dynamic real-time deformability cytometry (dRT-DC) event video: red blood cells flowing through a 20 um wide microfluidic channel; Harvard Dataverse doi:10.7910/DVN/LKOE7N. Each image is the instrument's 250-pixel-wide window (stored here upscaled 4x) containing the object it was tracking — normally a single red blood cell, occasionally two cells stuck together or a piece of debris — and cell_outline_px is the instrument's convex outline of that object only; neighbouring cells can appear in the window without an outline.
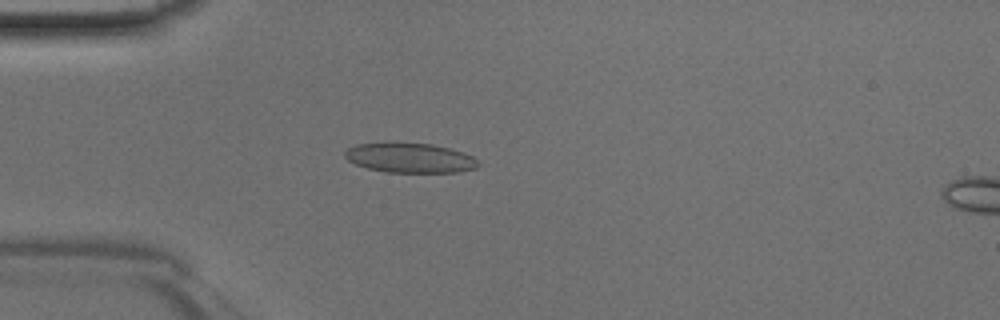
{"species": "Egyptian fruit bat (a non-hibernating species)", "species_latin": "Rousettus aegyptiacus", "temperature_condition": "room temperature", "stored_images_in_passage": 46, "camera_frame_rate_fps": 3000, "um_per_image_px": 0.085, "animal": {"sex": "male"}, "frame": {"image": 1, "passage_image": 13, "time_ms": 4.0, "image_size_px": [1000, 320], "cell_outline_px": [[480, 164], [476, 168], [456, 172], [388, 172], [368, 168], [356, 164], [348, 160], [344, 156], [344, 152], [348, 148], [356, 144], [432, 144], [464, 152], [472, 156]], "centroid_in_image_um": [34.87, 13.44], "position_along_channel_um": 50.1, "area_um2": 22.54}}
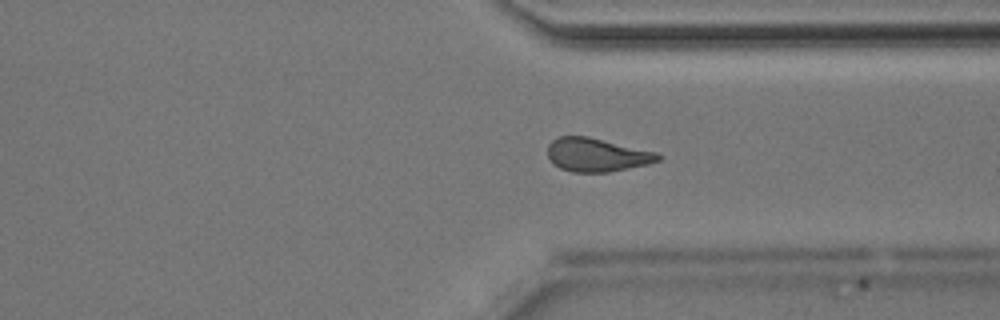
{"frame": {"image": 2, "passage_image": 35, "time_ms": 11.333, "image_size_px": [1000, 320], "cell_outline_px": [[660, 160], [648, 164], [608, 172], [572, 172], [560, 168], [552, 164], [548, 156], [548, 144], [552, 140], [560, 136], [588, 136], [656, 152], [660, 156]], "centroid_in_image_um": [50.69, 13.16], "position_along_channel_um": 360.7, "area_um2": 21.5}}
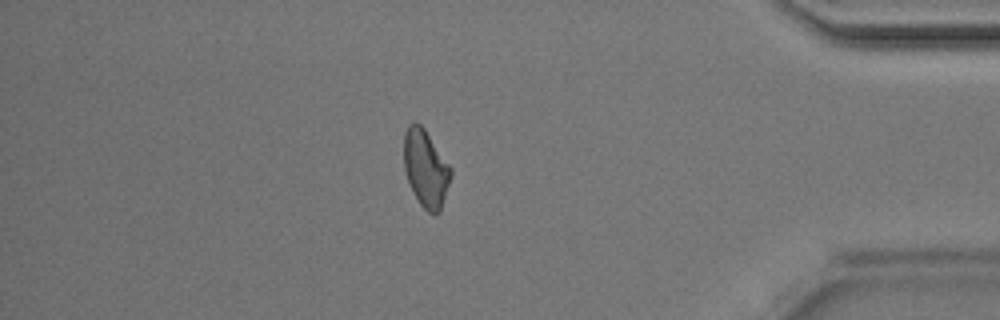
{"frame": {"image": 3, "passage_image": 40, "time_ms": 13.0, "image_size_px": [1000, 320], "cell_outline_px": [[452, 176], [440, 212], [436, 216], [428, 212], [420, 204], [404, 172], [404, 132], [408, 124], [420, 124], [424, 128], [452, 168]], "centroid_in_image_um": [36.2, 14.33], "position_along_channel_um": 399.0, "area_um2": 21.1}}